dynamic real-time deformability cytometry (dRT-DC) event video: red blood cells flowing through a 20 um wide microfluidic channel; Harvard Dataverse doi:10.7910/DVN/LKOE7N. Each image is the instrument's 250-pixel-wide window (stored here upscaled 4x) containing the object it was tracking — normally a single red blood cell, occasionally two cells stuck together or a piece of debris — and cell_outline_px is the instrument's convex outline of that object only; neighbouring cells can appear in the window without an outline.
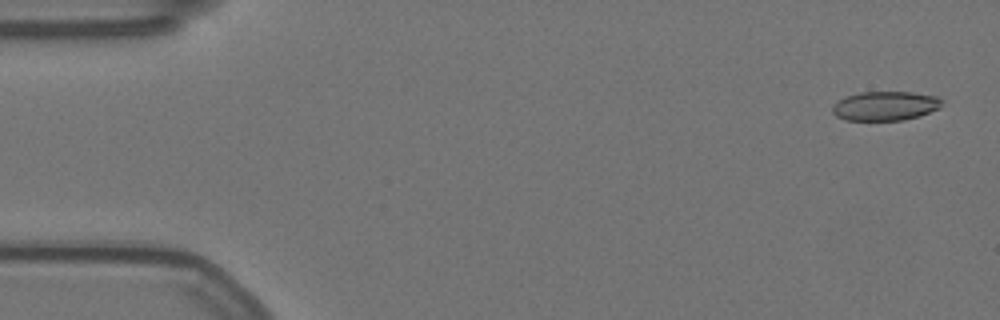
{"species": "Egyptian fruit bat (a non-hibernating species)", "species_latin": "Rousettus aegyptiacus", "temperature_condition": "warm", "stored_images_in_passage": 15, "camera_frame_rate_fps": 3000, "um_per_image_px": 0.085, "animal": {"sex": "female"}, "frame": {"image": 1, "passage_image": 2, "time_ms": 0.333, "image_size_px": [1000, 320], "cell_outline_px": [[944, 100], [940, 108], [920, 116], [904, 120], [844, 120], [836, 116], [832, 112], [832, 104], [848, 96], [860, 92], [912, 92], [936, 96]], "centroid_in_image_um": [75.27, 9.01], "position_along_channel_um": 9.7, "area_um2": 18.73}}
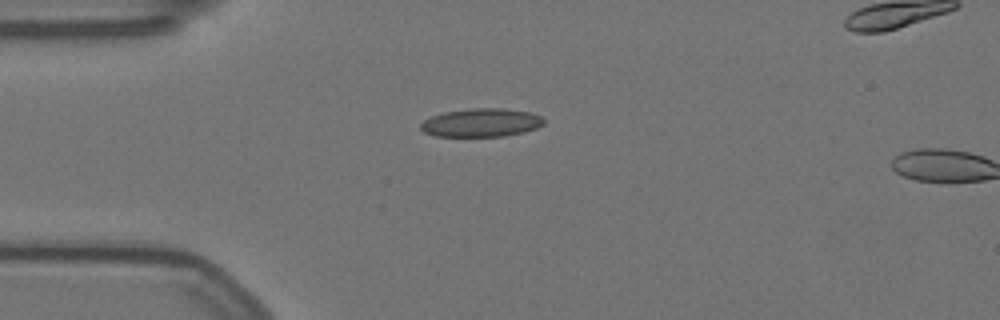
{"frame": {"image": 2, "passage_image": 14, "time_ms": 4.333, "image_size_px": [1000, 320], "cell_outline_px": [[544, 124], [536, 128], [524, 132], [504, 136], [436, 136], [424, 132], [420, 128], [420, 124], [424, 120], [432, 116], [444, 112], [472, 108], [504, 108], [532, 112], [540, 116], [544, 120]], "centroid_in_image_um": [40.92, 10.42], "position_along_channel_um": 44.1, "area_um2": 20.4}}